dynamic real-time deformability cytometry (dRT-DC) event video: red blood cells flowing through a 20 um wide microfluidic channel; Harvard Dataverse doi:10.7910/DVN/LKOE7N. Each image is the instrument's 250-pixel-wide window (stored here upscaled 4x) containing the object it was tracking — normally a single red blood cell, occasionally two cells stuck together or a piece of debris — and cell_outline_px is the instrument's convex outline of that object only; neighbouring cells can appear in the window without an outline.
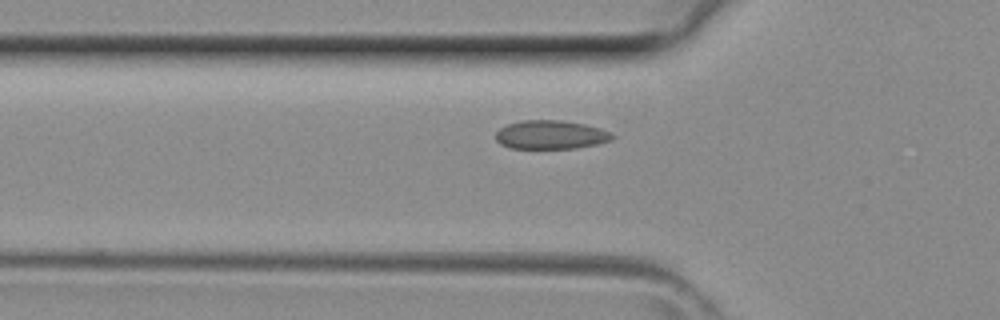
{"species": "common noctule bat (a hibernating species)", "species_latin": "Nyctalus noctula", "temperature_condition": "room temperature", "stored_images_in_passage": 26, "camera_frame_rate_fps": 3000, "um_per_image_px": 0.085, "animal": {"sex": "female", "body_mass_g": 29.2, "forearm_length_mm": 56.3}, "frame": {"image": 1, "passage_image": 3, "time_ms": 0.667, "image_size_px": [1000, 320], "cell_outline_px": [[616, 136], [612, 140], [596, 144], [576, 148], [512, 148], [500, 144], [496, 140], [496, 132], [500, 128], [508, 124], [520, 120], [560, 120], [584, 124], [600, 128]], "centroid_in_image_um": [46.8, 11.45], "position_along_channel_um": 79.0, "area_um2": 19.42}}
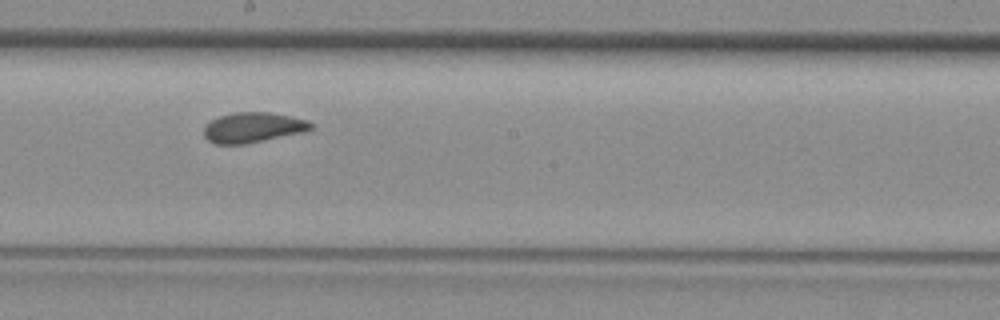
{"frame": {"image": 2, "passage_image": 12, "time_ms": 3.667, "image_size_px": [1000, 320], "cell_outline_px": [[312, 128], [304, 132], [244, 144], [216, 144], [208, 140], [204, 136], [204, 128], [212, 120], [220, 116], [232, 112], [272, 112], [292, 116], [308, 120], [312, 124]], "centroid_in_image_um": [21.52, 10.82], "position_along_channel_um": 226.7, "area_um2": 18.79}}
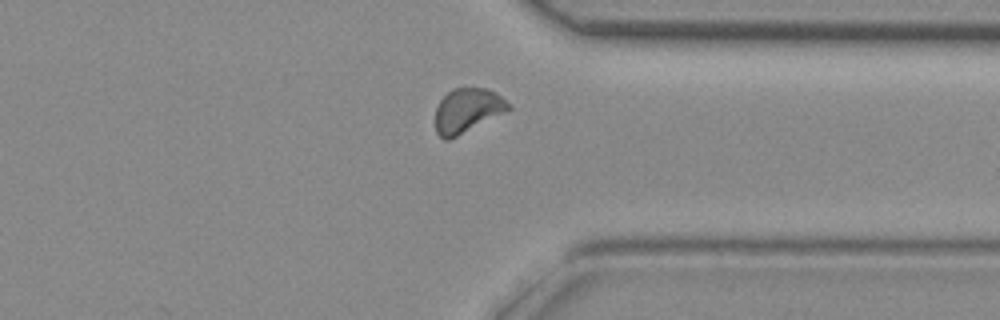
{"frame": {"image": 3, "passage_image": 21, "time_ms": 6.667, "image_size_px": [1000, 320], "cell_outline_px": [[512, 108], [508, 112], [448, 140], [444, 140], [436, 132], [436, 108], [440, 100], [452, 88], [488, 88], [496, 92], [512, 104]], "centroid_in_image_um": [39.78, 9.38], "position_along_channel_um": 371.6, "area_um2": 19.13}}